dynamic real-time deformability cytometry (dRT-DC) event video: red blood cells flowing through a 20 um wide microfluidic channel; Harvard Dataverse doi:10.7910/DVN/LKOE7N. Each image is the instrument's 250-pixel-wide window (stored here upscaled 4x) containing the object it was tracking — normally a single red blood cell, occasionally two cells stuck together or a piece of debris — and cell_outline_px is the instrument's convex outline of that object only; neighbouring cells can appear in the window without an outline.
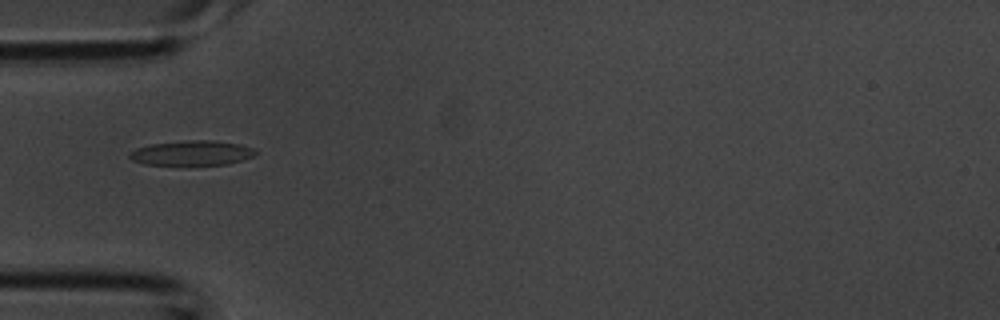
{"species": "common noctule bat (a hibernating species)", "species_latin": "Nyctalus noctula", "temperature_condition": "room temperature", "stored_images_in_passage": 1, "camera_frame_rate_fps": 3000, "um_per_image_px": 0.085, "animal": {"sex": "male", "body_mass_g": 20.1, "forearm_length_mm": 53.5}, "frame": {"image": 1, "passage_image": 1, "time_ms": 0.0, "image_size_px": [1000, 320], "cell_outline_px": [[256, 156], [244, 160], [228, 164], [144, 164], [132, 160], [128, 156], [128, 152], [136, 148], [152, 144], [188, 140], [212, 140], [240, 144], [252, 148], [256, 152]], "centroid_in_image_um": [16.32, 13.0], "position_along_channel_um": 68.7, "area_um2": 18.09}}